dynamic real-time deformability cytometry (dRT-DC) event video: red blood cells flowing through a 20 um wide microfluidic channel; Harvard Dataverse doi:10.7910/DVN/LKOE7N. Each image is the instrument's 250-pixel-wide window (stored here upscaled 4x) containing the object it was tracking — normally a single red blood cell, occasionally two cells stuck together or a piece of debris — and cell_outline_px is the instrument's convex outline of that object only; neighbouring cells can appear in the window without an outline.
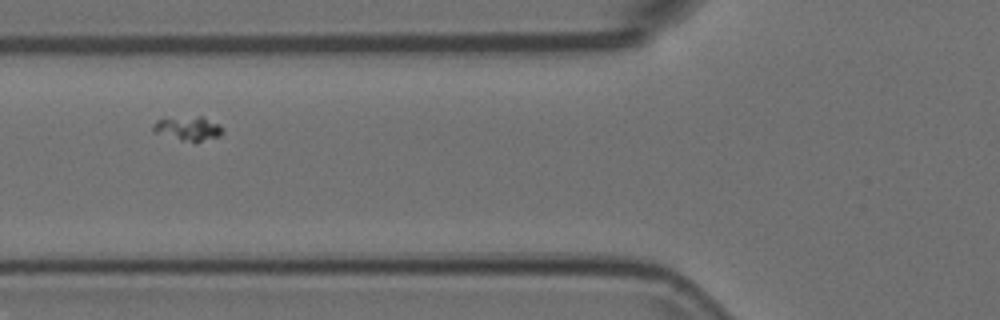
{"species": "Egyptian fruit bat (a non-hibernating species)", "species_latin": "Rousettus aegyptiacus", "temperature_condition": "room temperature", "stored_images_in_passage": 40, "camera_frame_rate_fps": 3000, "um_per_image_px": 0.085, "animal": {"sex": "female"}, "frame": {"image": 1, "passage_image": 10, "time_ms": 3.0, "image_size_px": [1000, 320], "cell_outline_px": [[224, 128], [220, 136], [200, 140], [180, 140], [152, 132], [152, 124], [156, 120], [164, 116], [200, 116], [220, 124]], "centroid_in_image_um": [15.9, 10.86], "position_along_channel_um": 109.9, "area_um2": 10.0}}